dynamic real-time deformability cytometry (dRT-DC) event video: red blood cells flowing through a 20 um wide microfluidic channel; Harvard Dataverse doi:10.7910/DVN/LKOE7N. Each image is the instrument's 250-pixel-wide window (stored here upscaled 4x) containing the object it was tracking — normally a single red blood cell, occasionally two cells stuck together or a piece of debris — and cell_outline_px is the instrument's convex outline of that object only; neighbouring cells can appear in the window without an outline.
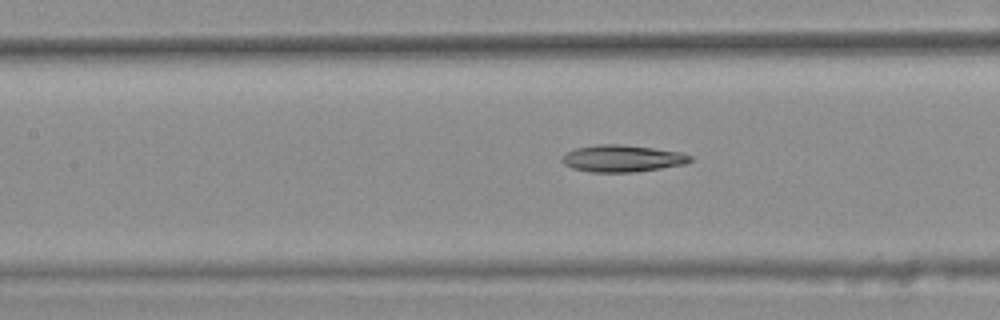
{"species": "common noctule bat (a hibernating species)", "species_latin": "Nyctalus noctula", "temperature_condition": "warm", "stored_images_in_passage": 9, "segment_of_instrument_passage": [2, 2], "camera_frame_rate_fps": 3000, "um_per_image_px": 0.085, "animal": {"sex": "female", "body_mass_g": 25.1}, "frame": {"image": 1, "passage_image": 8, "time_ms": 2.333, "image_size_px": [1000, 320], "cell_outline_px": [[692, 160], [684, 164], [636, 172], [592, 172], [572, 168], [564, 164], [560, 160], [560, 156], [576, 148], [600, 144], [624, 144], [680, 152], [692, 156]], "centroid_in_image_um": [52.86, 13.47], "position_along_channel_um": 154.5, "area_um2": 20.06}}
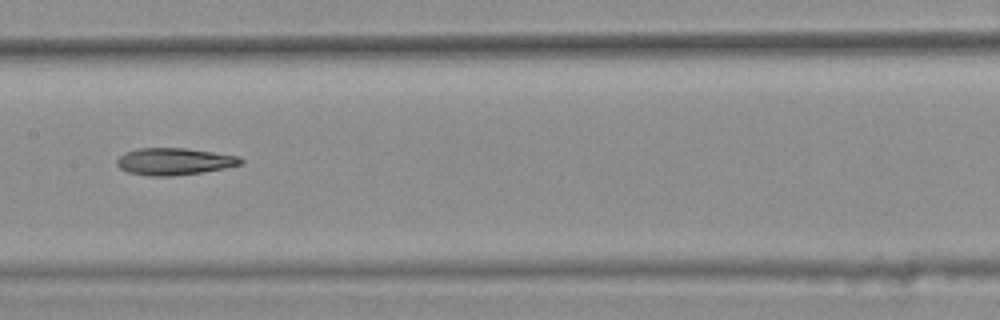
{"frame": {"image": 2, "passage_image": 9, "time_ms": 2.667, "image_size_px": [1000, 320], "cell_outline_px": [[244, 164], [204, 172], [172, 176], [148, 176], [128, 172], [120, 168], [116, 164], [116, 160], [124, 152], [136, 148], [188, 148], [240, 156], [244, 160]], "centroid_in_image_um": [14.83, 13.72], "position_along_channel_um": 192.6, "area_um2": 19.77}}